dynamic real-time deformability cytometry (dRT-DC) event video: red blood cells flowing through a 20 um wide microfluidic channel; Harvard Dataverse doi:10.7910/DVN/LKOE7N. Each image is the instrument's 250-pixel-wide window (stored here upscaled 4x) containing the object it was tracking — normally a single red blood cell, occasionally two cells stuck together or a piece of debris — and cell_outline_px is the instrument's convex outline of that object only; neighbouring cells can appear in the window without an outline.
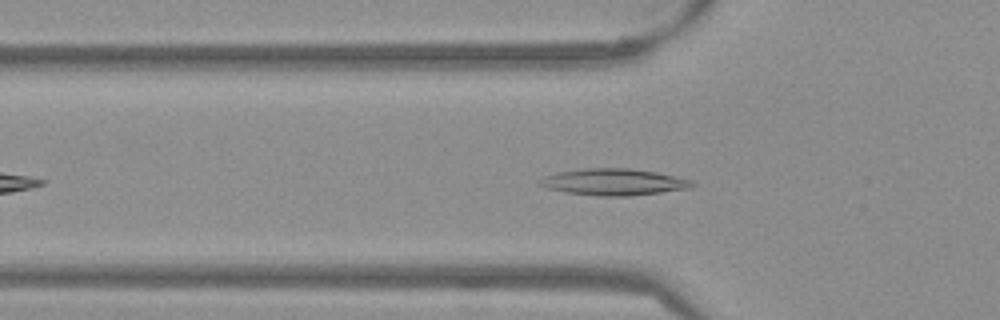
{"species": "Egyptian fruit bat (a non-hibernating species)", "species_latin": "Rousettus aegyptiacus", "temperature_condition": "warm", "stored_images_in_passage": 44, "camera_frame_rate_fps": 3000, "um_per_image_px": 0.085, "frame": {"image": 1, "passage_image": 9, "time_ms": 2.667, "image_size_px": [1000, 320], "cell_outline_px": [[696, 184], [692, 188], [628, 196], [596, 196], [564, 192], [548, 188], [540, 184], [540, 180], [544, 176], [560, 172], [584, 168], [628, 168], [656, 172], [692, 180]], "centroid_in_image_um": [52.2, 15.47], "position_along_channel_um": 73.6, "area_um2": 23.47}}
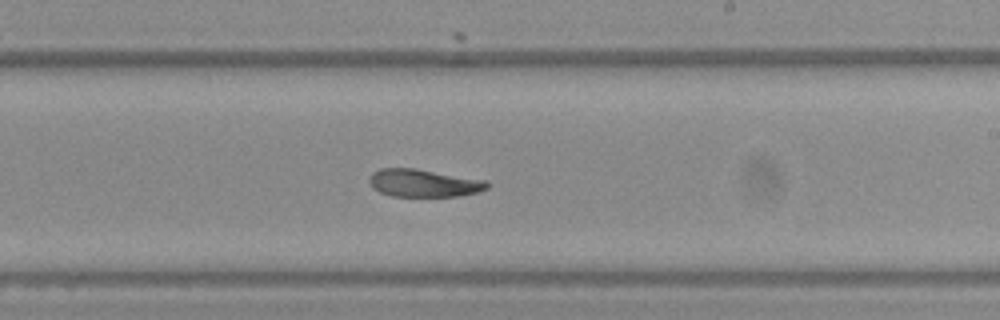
{"frame": {"image": 2, "passage_image": 23, "time_ms": 7.333, "image_size_px": [1000, 320], "cell_outline_px": [[488, 188], [476, 192], [456, 196], [392, 196], [380, 192], [372, 188], [368, 184], [368, 176], [372, 172], [380, 168], [416, 168], [488, 180]], "centroid_in_image_um": [35.97, 15.54], "position_along_channel_um": 253.0, "area_um2": 19.25}}
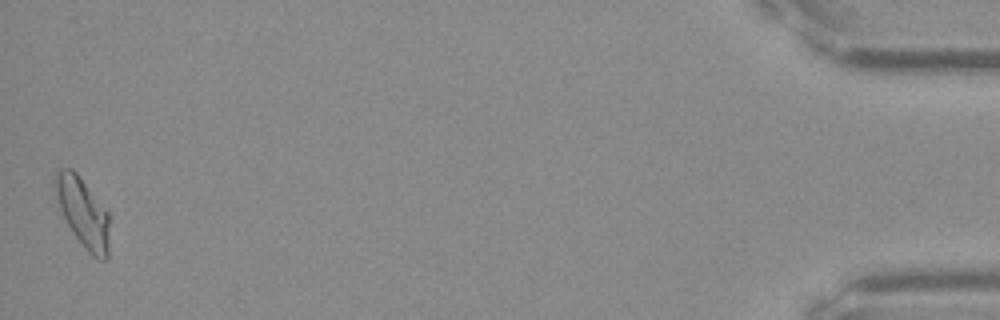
{"frame": {"image": 3, "passage_image": 44, "time_ms": 14.333, "image_size_px": [1000, 320], "cell_outline_px": [[108, 256], [104, 260], [100, 260], [92, 256], [84, 248], [68, 224], [60, 208], [52, 184], [56, 172], [60, 168], [72, 168], [76, 172], [108, 212]], "centroid_in_image_um": [7.02, 18.04], "position_along_channel_um": 428.2, "area_um2": 21.62}, "authors_computed_cell_mechanics": {"area_um2": 20.2589, "velocity_mm_per_s": 3.8349, "shape_relaxation_time_tau1_ms": null, "shape_relaxation_time_tau2_ms": 5.355, "deformation_change_tau1": null, "deformation_change_tau2": 0.1132}}